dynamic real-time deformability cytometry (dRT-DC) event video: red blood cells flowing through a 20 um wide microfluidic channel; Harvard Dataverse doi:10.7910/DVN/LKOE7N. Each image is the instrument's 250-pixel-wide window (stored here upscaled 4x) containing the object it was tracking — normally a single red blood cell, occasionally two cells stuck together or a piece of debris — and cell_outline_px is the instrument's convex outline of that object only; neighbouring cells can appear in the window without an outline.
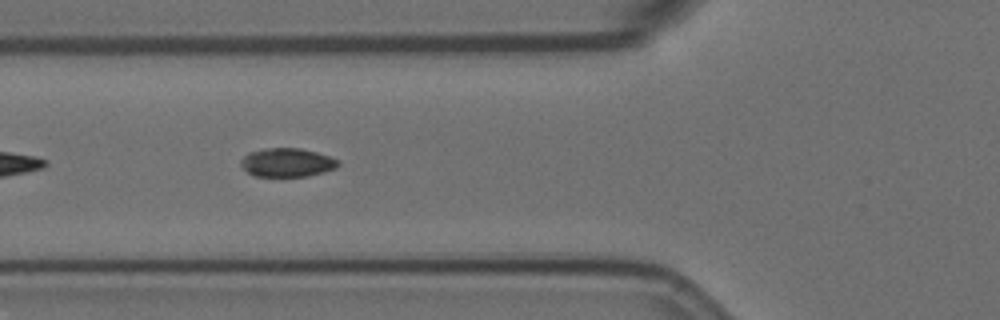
{"species": "Egyptian fruit bat (a non-hibernating species)", "species_latin": "Rousettus aegyptiacus", "temperature_condition": "room temperature", "stored_images_in_passage": 18, "camera_frame_rate_fps": 3000, "um_per_image_px": 0.085, "animal": {"sex": "female"}, "frame": {"image": 1, "passage_image": 6, "time_ms": 1.667, "image_size_px": [1000, 320], "cell_outline_px": [[340, 164], [336, 168], [324, 172], [308, 176], [256, 176], [248, 172], [240, 164], [240, 160], [248, 152], [264, 148], [300, 148], [316, 152], [340, 160]], "centroid_in_image_um": [24.41, 13.8], "position_along_channel_um": 101.4, "area_um2": 16.3}}